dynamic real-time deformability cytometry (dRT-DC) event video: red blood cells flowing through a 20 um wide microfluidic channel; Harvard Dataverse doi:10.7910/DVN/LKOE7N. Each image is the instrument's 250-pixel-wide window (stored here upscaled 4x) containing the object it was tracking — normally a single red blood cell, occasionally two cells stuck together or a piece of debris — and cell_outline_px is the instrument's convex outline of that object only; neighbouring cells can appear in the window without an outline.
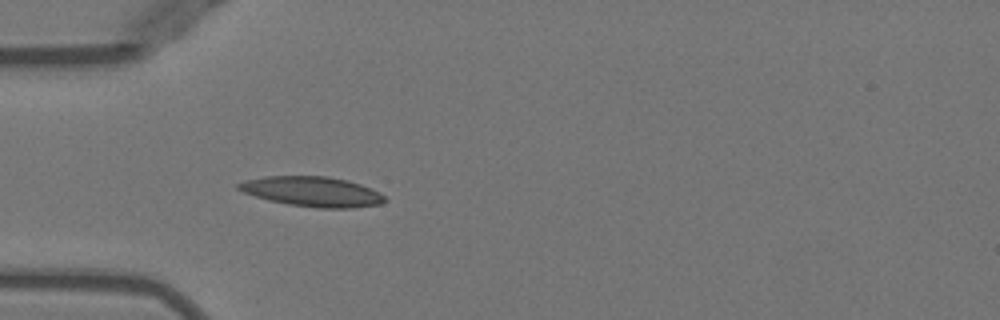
{"species": "Egyptian fruit bat (a non-hibernating species)", "species_latin": "Rousettus aegyptiacus", "temperature_condition": "warm", "stored_images_in_passage": 37, "camera_frame_rate_fps": 3000, "um_per_image_px": 0.085, "animal": {"sex": "female"}, "frame": {"image": 1, "passage_image": 1, "time_ms": 0.0, "image_size_px": [1000, 320], "cell_outline_px": [[388, 200], [380, 204], [352, 208], [316, 208], [288, 204], [268, 200], [244, 192], [236, 188], [236, 184], [244, 180], [264, 176], [328, 176], [348, 180], [360, 184], [384, 196]], "centroid_in_image_um": [26.51, 16.28], "position_along_channel_um": 58.5, "area_um2": 25.49}}
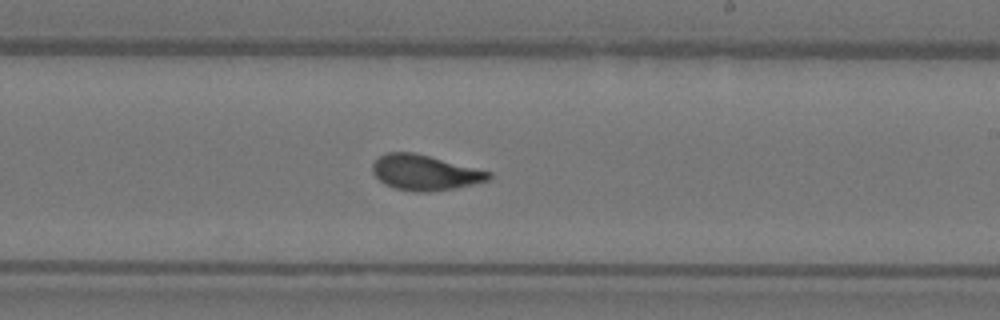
{"frame": {"image": 2, "passage_image": 16, "time_ms": 5.0, "image_size_px": [1000, 320], "cell_outline_px": [[492, 176], [488, 180], [456, 188], [428, 192], [416, 192], [396, 188], [384, 184], [372, 172], [372, 164], [380, 156], [388, 152], [416, 152], [492, 172]], "centroid_in_image_um": [36.12, 14.66], "position_along_channel_um": 252.9, "area_um2": 23.93}}
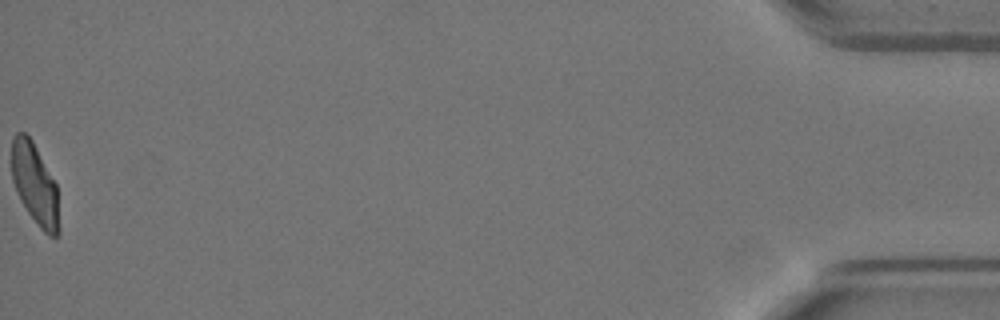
{"frame": {"image": 3, "passage_image": 37, "time_ms": 12.0, "image_size_px": [1000, 320], "cell_outline_px": [[60, 232], [56, 236], [48, 236], [40, 228], [28, 212], [20, 200], [16, 192], [12, 180], [12, 140], [16, 132], [24, 132], [32, 140], [56, 184], [60, 228]], "centroid_in_image_um": [2.97, 15.68], "position_along_channel_um": 432.2, "area_um2": 22.37}, "authors_computed_cell_mechanics": {"area_um2": 23.5824, "velocity_mm_per_s": 3.9689, "shape_relaxation_time_tau1_ms": 4.2683, "shape_relaxation_time_tau2_ms": 1.1101, "deformation_change_tau1": 0.1771, "deformation_change_tau2": 0.0809}}